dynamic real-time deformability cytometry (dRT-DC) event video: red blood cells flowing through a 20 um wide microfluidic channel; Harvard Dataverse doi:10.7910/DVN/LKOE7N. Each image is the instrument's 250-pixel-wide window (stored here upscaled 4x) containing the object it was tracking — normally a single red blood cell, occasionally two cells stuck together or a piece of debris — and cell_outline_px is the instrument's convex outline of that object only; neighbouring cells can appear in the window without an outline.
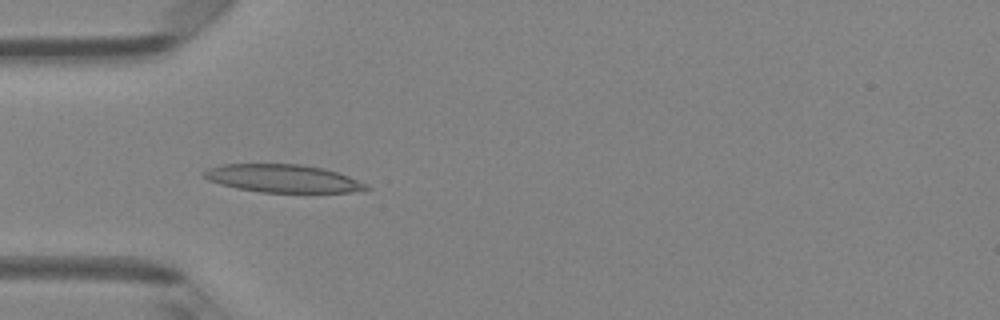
{"species": "Egyptian fruit bat (a non-hibernating species)", "species_latin": "Rousettus aegyptiacus", "temperature_condition": "room temperature", "stored_images_in_passage": 7, "camera_frame_rate_fps": 3000, "um_per_image_px": 0.085, "animal": {"sex": "female"}, "frame": {"image": 1, "passage_image": 4, "time_ms": 1.0, "image_size_px": [1000, 320], "cell_outline_px": [[372, 188], [364, 192], [260, 192], [236, 188], [220, 184], [208, 180], [204, 176], [204, 172], [208, 168], [220, 164], [300, 164], [324, 168], [348, 176], [368, 184]], "centroid_in_image_um": [24.09, 15.17], "position_along_channel_um": 60.9, "area_um2": 26.53}}
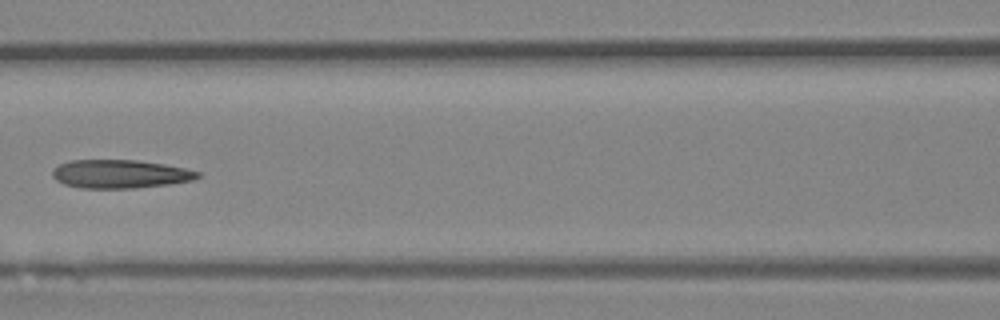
{"frame": {"image": 2, "passage_image": 6, "time_ms": 1.667, "image_size_px": [1000, 320], "cell_outline_px": [[200, 176], [192, 180], [168, 184], [132, 188], [80, 188], [64, 184], [56, 180], [52, 176], [52, 172], [60, 164], [68, 160], [136, 160], [164, 164], [184, 168], [200, 172]], "centroid_in_image_um": [10.18, 14.78], "position_along_channel_um": 156.4, "area_um2": 23.93}}
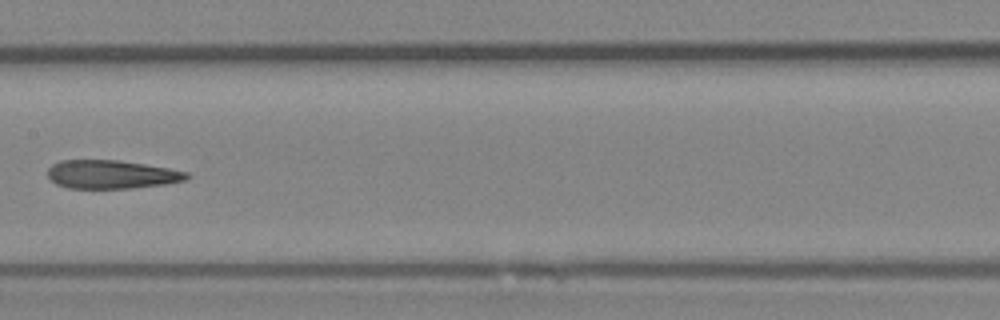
{"frame": {"image": 3, "passage_image": 7, "time_ms": 2.0, "image_size_px": [1000, 320], "cell_outline_px": [[192, 176], [184, 180], [164, 184], [132, 188], [68, 188], [56, 184], [48, 176], [48, 168], [52, 164], [60, 160], [120, 160], [168, 168], [188, 172]], "centroid_in_image_um": [9.47, 14.82], "position_along_channel_um": 197.9, "area_um2": 23.06}}